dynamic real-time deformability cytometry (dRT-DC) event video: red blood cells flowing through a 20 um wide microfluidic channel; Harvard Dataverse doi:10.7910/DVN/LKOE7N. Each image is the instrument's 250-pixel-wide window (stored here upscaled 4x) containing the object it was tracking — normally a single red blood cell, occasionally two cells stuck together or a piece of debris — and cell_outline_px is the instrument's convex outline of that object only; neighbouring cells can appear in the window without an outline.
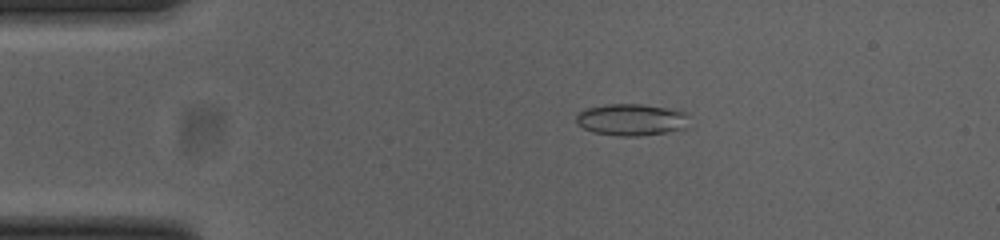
{"species": "common noctule bat (a hibernating species)", "species_latin": "Nyctalus noctula", "temperature_condition": "cold", "stored_images_in_passage": 52, "camera_frame_rate_fps": 3000, "um_per_image_px": 0.085, "animal": {"sex": "female", "body_mass_g": 23.0, "forearm_length_mm": 53.4}, "frame": {"image": 1, "passage_image": 10, "time_ms": 3.0, "image_size_px": [1000, 240], "cell_outline_px": [[692, 128], [680, 132], [636, 136], [620, 136], [596, 132], [584, 128], [576, 124], [576, 116], [584, 108], [608, 104], [640, 104], [684, 108], [688, 112]], "centroid_in_image_um": [53.89, 10.17], "position_along_channel_um": 31.1, "area_um2": 22.14}}
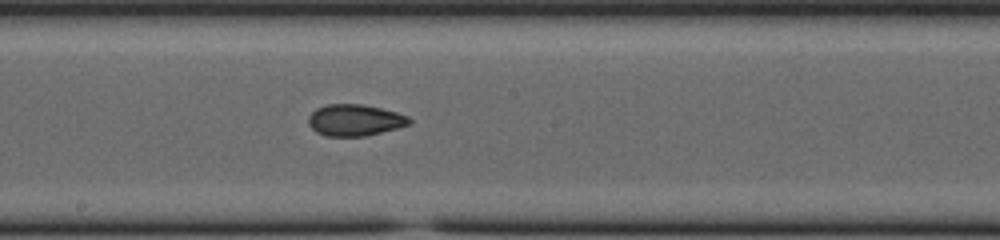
{"frame": {"image": 2, "passage_image": 28, "time_ms": 9.0, "image_size_px": [1000, 240], "cell_outline_px": [[412, 124], [364, 136], [328, 136], [316, 132], [308, 124], [308, 116], [316, 108], [328, 104], [360, 104], [380, 108], [396, 112], [408, 116], [412, 120]], "centroid_in_image_um": [30.15, 10.21], "position_along_channel_um": 218.0, "area_um2": 18.44}}
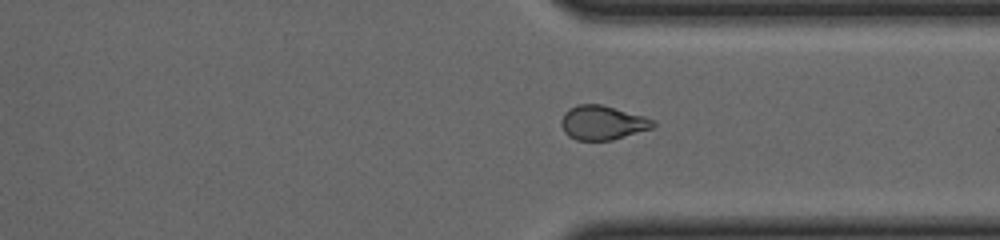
{"frame": {"image": 3, "passage_image": 39, "time_ms": 12.667, "image_size_px": [1000, 240], "cell_outline_px": [[656, 124], [652, 128], [612, 140], [576, 140], [568, 136], [564, 132], [560, 124], [560, 120], [564, 112], [568, 108], [576, 104], [600, 104], [644, 116], [656, 120]], "centroid_in_image_um": [51.18, 10.42], "position_along_channel_um": 360.2, "area_um2": 18.44}, "authors_computed_cell_mechanics": {"area_um2": 19.2763, "velocity_mm_per_s": 3.8736, "shape_relaxation_time_tau1_ms": null, "shape_relaxation_time_tau2_ms": 2.3814, "deformation_change_tau1": null, "deformation_change_tau2": 0.0694}}